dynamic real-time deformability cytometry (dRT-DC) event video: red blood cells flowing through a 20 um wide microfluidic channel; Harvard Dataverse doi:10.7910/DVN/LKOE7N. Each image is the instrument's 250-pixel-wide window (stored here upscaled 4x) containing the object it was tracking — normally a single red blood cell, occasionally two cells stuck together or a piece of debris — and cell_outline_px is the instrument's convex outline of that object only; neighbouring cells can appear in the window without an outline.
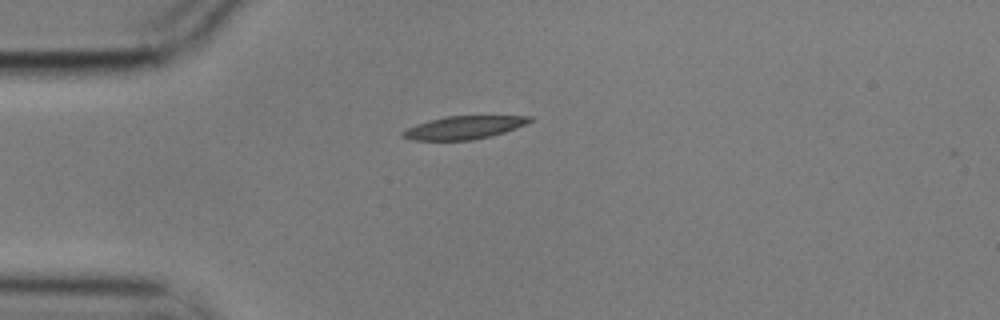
{"species": "common noctule bat (a hibernating species)", "species_latin": "Nyctalus noctula", "temperature_condition": "cold", "stored_images_in_passage": 6, "camera_frame_rate_fps": 3000, "um_per_image_px": 0.085, "animal": {"sex": "male", "body_mass_g": 17.9}, "frame": {"image": 1, "passage_image": 1, "time_ms": 0.0, "image_size_px": [1000, 320], "cell_outline_px": [[532, 120], [516, 128], [504, 132], [472, 140], [412, 140], [400, 136], [400, 132], [416, 124], [428, 120], [444, 116], [532, 116]], "centroid_in_image_um": [39.36, 10.84], "position_along_channel_um": 45.6, "area_um2": 16.94}}
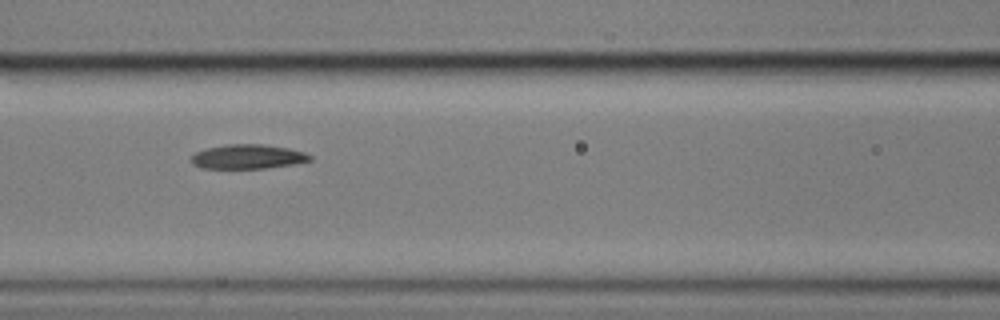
{"frame": {"image": 2, "passage_image": 4, "time_ms": 1.0, "image_size_px": [1000, 320], "cell_outline_px": [[312, 160], [296, 164], [264, 168], [200, 168], [192, 164], [192, 156], [196, 152], [208, 148], [224, 144], [264, 144], [288, 148], [304, 152], [312, 156]], "centroid_in_image_um": [21.08, 13.31], "position_along_channel_um": 145.5, "area_um2": 16.88}}
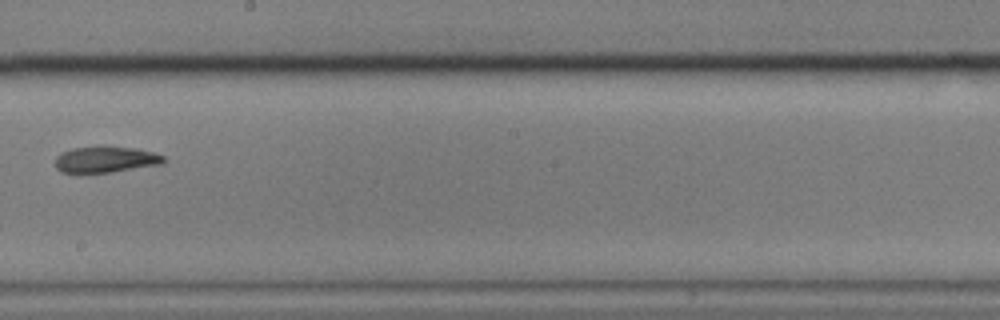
{"frame": {"image": 3, "passage_image": 6, "time_ms": 1.667, "image_size_px": [1000, 320], "cell_outline_px": [[168, 160], [164, 164], [112, 172], [60, 172], [56, 168], [56, 156], [60, 152], [72, 148], [104, 144], [136, 148], [156, 152], [164, 156]], "centroid_in_image_um": [9.04, 13.51], "position_along_channel_um": 239.2, "area_um2": 17.22}}